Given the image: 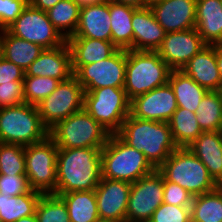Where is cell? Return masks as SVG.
<instances>
[{"mask_svg": "<svg viewBox=\"0 0 222 222\" xmlns=\"http://www.w3.org/2000/svg\"><path fill=\"white\" fill-rule=\"evenodd\" d=\"M102 148H59L56 193L95 190L102 178Z\"/></svg>", "mask_w": 222, "mask_h": 222, "instance_id": "obj_1", "label": "cell"}, {"mask_svg": "<svg viewBox=\"0 0 222 222\" xmlns=\"http://www.w3.org/2000/svg\"><path fill=\"white\" fill-rule=\"evenodd\" d=\"M116 134L142 152L155 169L178 148L168 122L139 119L129 114Z\"/></svg>", "mask_w": 222, "mask_h": 222, "instance_id": "obj_2", "label": "cell"}, {"mask_svg": "<svg viewBox=\"0 0 222 222\" xmlns=\"http://www.w3.org/2000/svg\"><path fill=\"white\" fill-rule=\"evenodd\" d=\"M102 177L134 183L155 168L137 149L126 144L117 134H111L101 149Z\"/></svg>", "mask_w": 222, "mask_h": 222, "instance_id": "obj_3", "label": "cell"}, {"mask_svg": "<svg viewBox=\"0 0 222 222\" xmlns=\"http://www.w3.org/2000/svg\"><path fill=\"white\" fill-rule=\"evenodd\" d=\"M163 178L180 185L193 196L211 192L218 184L202 161L187 147H178L157 168Z\"/></svg>", "mask_w": 222, "mask_h": 222, "instance_id": "obj_4", "label": "cell"}, {"mask_svg": "<svg viewBox=\"0 0 222 222\" xmlns=\"http://www.w3.org/2000/svg\"><path fill=\"white\" fill-rule=\"evenodd\" d=\"M171 71L156 51L127 50L124 90L128 99L167 84Z\"/></svg>", "mask_w": 222, "mask_h": 222, "instance_id": "obj_5", "label": "cell"}, {"mask_svg": "<svg viewBox=\"0 0 222 222\" xmlns=\"http://www.w3.org/2000/svg\"><path fill=\"white\" fill-rule=\"evenodd\" d=\"M49 130L37 107L28 103L0 108V142L28 146L44 140Z\"/></svg>", "mask_w": 222, "mask_h": 222, "instance_id": "obj_6", "label": "cell"}, {"mask_svg": "<svg viewBox=\"0 0 222 222\" xmlns=\"http://www.w3.org/2000/svg\"><path fill=\"white\" fill-rule=\"evenodd\" d=\"M111 134L84 109L49 130L58 148H103Z\"/></svg>", "mask_w": 222, "mask_h": 222, "instance_id": "obj_7", "label": "cell"}, {"mask_svg": "<svg viewBox=\"0 0 222 222\" xmlns=\"http://www.w3.org/2000/svg\"><path fill=\"white\" fill-rule=\"evenodd\" d=\"M83 109L110 134H116L130 114L124 88L102 87L84 93Z\"/></svg>", "mask_w": 222, "mask_h": 222, "instance_id": "obj_8", "label": "cell"}, {"mask_svg": "<svg viewBox=\"0 0 222 222\" xmlns=\"http://www.w3.org/2000/svg\"><path fill=\"white\" fill-rule=\"evenodd\" d=\"M58 150L49 135L40 142L24 147L26 177L31 190L56 195Z\"/></svg>", "mask_w": 222, "mask_h": 222, "instance_id": "obj_9", "label": "cell"}, {"mask_svg": "<svg viewBox=\"0 0 222 222\" xmlns=\"http://www.w3.org/2000/svg\"><path fill=\"white\" fill-rule=\"evenodd\" d=\"M84 93V88L74 75L60 82L48 97L36 105L43 125L50 130L58 122L82 110Z\"/></svg>", "mask_w": 222, "mask_h": 222, "instance_id": "obj_10", "label": "cell"}, {"mask_svg": "<svg viewBox=\"0 0 222 222\" xmlns=\"http://www.w3.org/2000/svg\"><path fill=\"white\" fill-rule=\"evenodd\" d=\"M163 194L164 178L157 169L131 183L126 222H148L163 203Z\"/></svg>", "mask_w": 222, "mask_h": 222, "instance_id": "obj_11", "label": "cell"}, {"mask_svg": "<svg viewBox=\"0 0 222 222\" xmlns=\"http://www.w3.org/2000/svg\"><path fill=\"white\" fill-rule=\"evenodd\" d=\"M6 30L18 38L39 44L44 49L56 48L66 42L48 19L46 11L37 9L30 3Z\"/></svg>", "mask_w": 222, "mask_h": 222, "instance_id": "obj_12", "label": "cell"}, {"mask_svg": "<svg viewBox=\"0 0 222 222\" xmlns=\"http://www.w3.org/2000/svg\"><path fill=\"white\" fill-rule=\"evenodd\" d=\"M126 63L127 50L118 49L107 59L82 66L74 76L84 92L107 86L124 88Z\"/></svg>", "mask_w": 222, "mask_h": 222, "instance_id": "obj_13", "label": "cell"}, {"mask_svg": "<svg viewBox=\"0 0 222 222\" xmlns=\"http://www.w3.org/2000/svg\"><path fill=\"white\" fill-rule=\"evenodd\" d=\"M205 46L202 37L193 28L166 33L156 52L172 70H181Z\"/></svg>", "mask_w": 222, "mask_h": 222, "instance_id": "obj_14", "label": "cell"}, {"mask_svg": "<svg viewBox=\"0 0 222 222\" xmlns=\"http://www.w3.org/2000/svg\"><path fill=\"white\" fill-rule=\"evenodd\" d=\"M177 109L169 83L130 100V115L145 120L168 122Z\"/></svg>", "mask_w": 222, "mask_h": 222, "instance_id": "obj_15", "label": "cell"}, {"mask_svg": "<svg viewBox=\"0 0 222 222\" xmlns=\"http://www.w3.org/2000/svg\"><path fill=\"white\" fill-rule=\"evenodd\" d=\"M131 183L101 178L95 188L99 218L126 222Z\"/></svg>", "mask_w": 222, "mask_h": 222, "instance_id": "obj_16", "label": "cell"}, {"mask_svg": "<svg viewBox=\"0 0 222 222\" xmlns=\"http://www.w3.org/2000/svg\"><path fill=\"white\" fill-rule=\"evenodd\" d=\"M196 4L197 0H163L150 9L168 33L195 28Z\"/></svg>", "mask_w": 222, "mask_h": 222, "instance_id": "obj_17", "label": "cell"}, {"mask_svg": "<svg viewBox=\"0 0 222 222\" xmlns=\"http://www.w3.org/2000/svg\"><path fill=\"white\" fill-rule=\"evenodd\" d=\"M73 75L72 54L67 41L59 47L44 49L25 71V76L53 77L60 82Z\"/></svg>", "mask_w": 222, "mask_h": 222, "instance_id": "obj_18", "label": "cell"}, {"mask_svg": "<svg viewBox=\"0 0 222 222\" xmlns=\"http://www.w3.org/2000/svg\"><path fill=\"white\" fill-rule=\"evenodd\" d=\"M111 17L109 2L85 6L80 9V16L75 33L70 38H91L111 41Z\"/></svg>", "mask_w": 222, "mask_h": 222, "instance_id": "obj_19", "label": "cell"}, {"mask_svg": "<svg viewBox=\"0 0 222 222\" xmlns=\"http://www.w3.org/2000/svg\"><path fill=\"white\" fill-rule=\"evenodd\" d=\"M181 70L208 91L221 90L222 80L217 67L215 45H206Z\"/></svg>", "mask_w": 222, "mask_h": 222, "instance_id": "obj_20", "label": "cell"}, {"mask_svg": "<svg viewBox=\"0 0 222 222\" xmlns=\"http://www.w3.org/2000/svg\"><path fill=\"white\" fill-rule=\"evenodd\" d=\"M133 50L156 51L166 36V31L155 19L150 8H138L132 16Z\"/></svg>", "mask_w": 222, "mask_h": 222, "instance_id": "obj_21", "label": "cell"}, {"mask_svg": "<svg viewBox=\"0 0 222 222\" xmlns=\"http://www.w3.org/2000/svg\"><path fill=\"white\" fill-rule=\"evenodd\" d=\"M187 148L202 161L218 183L222 179V132H202Z\"/></svg>", "mask_w": 222, "mask_h": 222, "instance_id": "obj_22", "label": "cell"}, {"mask_svg": "<svg viewBox=\"0 0 222 222\" xmlns=\"http://www.w3.org/2000/svg\"><path fill=\"white\" fill-rule=\"evenodd\" d=\"M195 28L206 45L222 44L221 0H197Z\"/></svg>", "mask_w": 222, "mask_h": 222, "instance_id": "obj_23", "label": "cell"}, {"mask_svg": "<svg viewBox=\"0 0 222 222\" xmlns=\"http://www.w3.org/2000/svg\"><path fill=\"white\" fill-rule=\"evenodd\" d=\"M67 43L72 54V70L74 74L82 66L107 59L118 50L111 41L91 38H69Z\"/></svg>", "mask_w": 222, "mask_h": 222, "instance_id": "obj_24", "label": "cell"}, {"mask_svg": "<svg viewBox=\"0 0 222 222\" xmlns=\"http://www.w3.org/2000/svg\"><path fill=\"white\" fill-rule=\"evenodd\" d=\"M3 58L26 71L40 56L44 48L39 44L26 41L10 34L6 29L0 30Z\"/></svg>", "mask_w": 222, "mask_h": 222, "instance_id": "obj_25", "label": "cell"}, {"mask_svg": "<svg viewBox=\"0 0 222 222\" xmlns=\"http://www.w3.org/2000/svg\"><path fill=\"white\" fill-rule=\"evenodd\" d=\"M138 8L109 1L111 42L118 49L133 50L132 16Z\"/></svg>", "mask_w": 222, "mask_h": 222, "instance_id": "obj_26", "label": "cell"}, {"mask_svg": "<svg viewBox=\"0 0 222 222\" xmlns=\"http://www.w3.org/2000/svg\"><path fill=\"white\" fill-rule=\"evenodd\" d=\"M168 83L173 89L177 107L188 109L194 113L208 92L182 70H172Z\"/></svg>", "mask_w": 222, "mask_h": 222, "instance_id": "obj_27", "label": "cell"}, {"mask_svg": "<svg viewBox=\"0 0 222 222\" xmlns=\"http://www.w3.org/2000/svg\"><path fill=\"white\" fill-rule=\"evenodd\" d=\"M66 203L70 222H95L99 218L95 191L56 193Z\"/></svg>", "mask_w": 222, "mask_h": 222, "instance_id": "obj_28", "label": "cell"}, {"mask_svg": "<svg viewBox=\"0 0 222 222\" xmlns=\"http://www.w3.org/2000/svg\"><path fill=\"white\" fill-rule=\"evenodd\" d=\"M41 195L42 193L34 190L17 196L0 193V222H16L35 214Z\"/></svg>", "mask_w": 222, "mask_h": 222, "instance_id": "obj_29", "label": "cell"}, {"mask_svg": "<svg viewBox=\"0 0 222 222\" xmlns=\"http://www.w3.org/2000/svg\"><path fill=\"white\" fill-rule=\"evenodd\" d=\"M168 124L177 147H188L203 132L196 120V113L180 107H177Z\"/></svg>", "mask_w": 222, "mask_h": 222, "instance_id": "obj_30", "label": "cell"}, {"mask_svg": "<svg viewBox=\"0 0 222 222\" xmlns=\"http://www.w3.org/2000/svg\"><path fill=\"white\" fill-rule=\"evenodd\" d=\"M191 222H222V188L193 196Z\"/></svg>", "mask_w": 222, "mask_h": 222, "instance_id": "obj_31", "label": "cell"}, {"mask_svg": "<svg viewBox=\"0 0 222 222\" xmlns=\"http://www.w3.org/2000/svg\"><path fill=\"white\" fill-rule=\"evenodd\" d=\"M80 9L72 0H61L46 11L48 19L66 41L75 33Z\"/></svg>", "mask_w": 222, "mask_h": 222, "instance_id": "obj_32", "label": "cell"}, {"mask_svg": "<svg viewBox=\"0 0 222 222\" xmlns=\"http://www.w3.org/2000/svg\"><path fill=\"white\" fill-rule=\"evenodd\" d=\"M196 120L203 132L222 130L221 91H208L196 110Z\"/></svg>", "mask_w": 222, "mask_h": 222, "instance_id": "obj_33", "label": "cell"}, {"mask_svg": "<svg viewBox=\"0 0 222 222\" xmlns=\"http://www.w3.org/2000/svg\"><path fill=\"white\" fill-rule=\"evenodd\" d=\"M35 215L38 222H70L66 203L55 194H42Z\"/></svg>", "mask_w": 222, "mask_h": 222, "instance_id": "obj_34", "label": "cell"}, {"mask_svg": "<svg viewBox=\"0 0 222 222\" xmlns=\"http://www.w3.org/2000/svg\"><path fill=\"white\" fill-rule=\"evenodd\" d=\"M60 83L53 77L43 76H24V102L37 105L48 97Z\"/></svg>", "mask_w": 222, "mask_h": 222, "instance_id": "obj_35", "label": "cell"}, {"mask_svg": "<svg viewBox=\"0 0 222 222\" xmlns=\"http://www.w3.org/2000/svg\"><path fill=\"white\" fill-rule=\"evenodd\" d=\"M0 174L26 175L24 146L0 142Z\"/></svg>", "mask_w": 222, "mask_h": 222, "instance_id": "obj_36", "label": "cell"}, {"mask_svg": "<svg viewBox=\"0 0 222 222\" xmlns=\"http://www.w3.org/2000/svg\"><path fill=\"white\" fill-rule=\"evenodd\" d=\"M148 222H191V207L162 203Z\"/></svg>", "mask_w": 222, "mask_h": 222, "instance_id": "obj_37", "label": "cell"}, {"mask_svg": "<svg viewBox=\"0 0 222 222\" xmlns=\"http://www.w3.org/2000/svg\"><path fill=\"white\" fill-rule=\"evenodd\" d=\"M29 4V0H0V30L9 27Z\"/></svg>", "mask_w": 222, "mask_h": 222, "instance_id": "obj_38", "label": "cell"}, {"mask_svg": "<svg viewBox=\"0 0 222 222\" xmlns=\"http://www.w3.org/2000/svg\"><path fill=\"white\" fill-rule=\"evenodd\" d=\"M193 195L180 185L172 183L164 179L163 203L191 207Z\"/></svg>", "mask_w": 222, "mask_h": 222, "instance_id": "obj_39", "label": "cell"}, {"mask_svg": "<svg viewBox=\"0 0 222 222\" xmlns=\"http://www.w3.org/2000/svg\"><path fill=\"white\" fill-rule=\"evenodd\" d=\"M24 103L23 81L0 84V108Z\"/></svg>", "mask_w": 222, "mask_h": 222, "instance_id": "obj_40", "label": "cell"}, {"mask_svg": "<svg viewBox=\"0 0 222 222\" xmlns=\"http://www.w3.org/2000/svg\"><path fill=\"white\" fill-rule=\"evenodd\" d=\"M26 175L0 174V193L17 196L30 191Z\"/></svg>", "mask_w": 222, "mask_h": 222, "instance_id": "obj_41", "label": "cell"}, {"mask_svg": "<svg viewBox=\"0 0 222 222\" xmlns=\"http://www.w3.org/2000/svg\"><path fill=\"white\" fill-rule=\"evenodd\" d=\"M25 71L12 62L2 58L0 60V84L11 81H23Z\"/></svg>", "mask_w": 222, "mask_h": 222, "instance_id": "obj_42", "label": "cell"}, {"mask_svg": "<svg viewBox=\"0 0 222 222\" xmlns=\"http://www.w3.org/2000/svg\"><path fill=\"white\" fill-rule=\"evenodd\" d=\"M61 0H29V3L42 11H47L48 9L54 7Z\"/></svg>", "mask_w": 222, "mask_h": 222, "instance_id": "obj_43", "label": "cell"}, {"mask_svg": "<svg viewBox=\"0 0 222 222\" xmlns=\"http://www.w3.org/2000/svg\"><path fill=\"white\" fill-rule=\"evenodd\" d=\"M215 57L222 80V44H215Z\"/></svg>", "mask_w": 222, "mask_h": 222, "instance_id": "obj_44", "label": "cell"}, {"mask_svg": "<svg viewBox=\"0 0 222 222\" xmlns=\"http://www.w3.org/2000/svg\"><path fill=\"white\" fill-rule=\"evenodd\" d=\"M80 8L105 2L104 0H72Z\"/></svg>", "mask_w": 222, "mask_h": 222, "instance_id": "obj_45", "label": "cell"}, {"mask_svg": "<svg viewBox=\"0 0 222 222\" xmlns=\"http://www.w3.org/2000/svg\"><path fill=\"white\" fill-rule=\"evenodd\" d=\"M117 3L130 5L136 8H143V0H114Z\"/></svg>", "mask_w": 222, "mask_h": 222, "instance_id": "obj_46", "label": "cell"}, {"mask_svg": "<svg viewBox=\"0 0 222 222\" xmlns=\"http://www.w3.org/2000/svg\"><path fill=\"white\" fill-rule=\"evenodd\" d=\"M16 222H38V220H37L36 215L33 214V215H30V216H27V217L20 218Z\"/></svg>", "mask_w": 222, "mask_h": 222, "instance_id": "obj_47", "label": "cell"}, {"mask_svg": "<svg viewBox=\"0 0 222 222\" xmlns=\"http://www.w3.org/2000/svg\"><path fill=\"white\" fill-rule=\"evenodd\" d=\"M163 0H143V8H150L151 6L155 5L156 3H159Z\"/></svg>", "mask_w": 222, "mask_h": 222, "instance_id": "obj_48", "label": "cell"}, {"mask_svg": "<svg viewBox=\"0 0 222 222\" xmlns=\"http://www.w3.org/2000/svg\"><path fill=\"white\" fill-rule=\"evenodd\" d=\"M95 222H118V221L112 220V219H102V218H98Z\"/></svg>", "mask_w": 222, "mask_h": 222, "instance_id": "obj_49", "label": "cell"}, {"mask_svg": "<svg viewBox=\"0 0 222 222\" xmlns=\"http://www.w3.org/2000/svg\"><path fill=\"white\" fill-rule=\"evenodd\" d=\"M3 58L2 54V44H1V38H0V60Z\"/></svg>", "mask_w": 222, "mask_h": 222, "instance_id": "obj_50", "label": "cell"}, {"mask_svg": "<svg viewBox=\"0 0 222 222\" xmlns=\"http://www.w3.org/2000/svg\"><path fill=\"white\" fill-rule=\"evenodd\" d=\"M217 184L219 188H222V179Z\"/></svg>", "mask_w": 222, "mask_h": 222, "instance_id": "obj_51", "label": "cell"}]
</instances>
